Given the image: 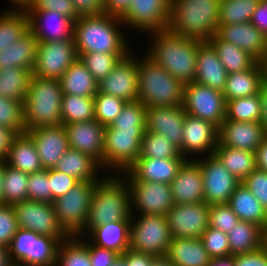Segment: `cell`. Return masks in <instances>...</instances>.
<instances>
[{
  "label": "cell",
  "instance_id": "obj_1",
  "mask_svg": "<svg viewBox=\"0 0 267 266\" xmlns=\"http://www.w3.org/2000/svg\"><path fill=\"white\" fill-rule=\"evenodd\" d=\"M151 34H153L152 45L149 47L150 49H147L146 55L183 86L194 82L197 50L203 42L174 34L169 29L155 31Z\"/></svg>",
  "mask_w": 267,
  "mask_h": 266
},
{
  "label": "cell",
  "instance_id": "obj_2",
  "mask_svg": "<svg viewBox=\"0 0 267 266\" xmlns=\"http://www.w3.org/2000/svg\"><path fill=\"white\" fill-rule=\"evenodd\" d=\"M122 24L120 17L105 12L80 16L75 21L73 35L78 56L89 52L132 53L121 32Z\"/></svg>",
  "mask_w": 267,
  "mask_h": 266
},
{
  "label": "cell",
  "instance_id": "obj_3",
  "mask_svg": "<svg viewBox=\"0 0 267 266\" xmlns=\"http://www.w3.org/2000/svg\"><path fill=\"white\" fill-rule=\"evenodd\" d=\"M110 172L96 184L88 221L83 234L79 236H86V233L89 235V232L95 227L104 224L115 221H131V202L128 182L120 174L113 175L111 170Z\"/></svg>",
  "mask_w": 267,
  "mask_h": 266
},
{
  "label": "cell",
  "instance_id": "obj_4",
  "mask_svg": "<svg viewBox=\"0 0 267 266\" xmlns=\"http://www.w3.org/2000/svg\"><path fill=\"white\" fill-rule=\"evenodd\" d=\"M220 0H172L168 29L186 38L208 42L216 35Z\"/></svg>",
  "mask_w": 267,
  "mask_h": 266
},
{
  "label": "cell",
  "instance_id": "obj_5",
  "mask_svg": "<svg viewBox=\"0 0 267 266\" xmlns=\"http://www.w3.org/2000/svg\"><path fill=\"white\" fill-rule=\"evenodd\" d=\"M60 81L31 75L23 102L25 131L43 126L62 124Z\"/></svg>",
  "mask_w": 267,
  "mask_h": 266
},
{
  "label": "cell",
  "instance_id": "obj_6",
  "mask_svg": "<svg viewBox=\"0 0 267 266\" xmlns=\"http://www.w3.org/2000/svg\"><path fill=\"white\" fill-rule=\"evenodd\" d=\"M138 100L149 107L183 106L184 86L147 55L137 59Z\"/></svg>",
  "mask_w": 267,
  "mask_h": 266
},
{
  "label": "cell",
  "instance_id": "obj_7",
  "mask_svg": "<svg viewBox=\"0 0 267 266\" xmlns=\"http://www.w3.org/2000/svg\"><path fill=\"white\" fill-rule=\"evenodd\" d=\"M146 129H127L105 127L103 169L126 172L138 159L141 141ZM118 169V170H117ZM116 172V173H115Z\"/></svg>",
  "mask_w": 267,
  "mask_h": 266
},
{
  "label": "cell",
  "instance_id": "obj_8",
  "mask_svg": "<svg viewBox=\"0 0 267 266\" xmlns=\"http://www.w3.org/2000/svg\"><path fill=\"white\" fill-rule=\"evenodd\" d=\"M97 183L80 182L65 195L53 201L57 219L70 236L83 234Z\"/></svg>",
  "mask_w": 267,
  "mask_h": 266
},
{
  "label": "cell",
  "instance_id": "obj_9",
  "mask_svg": "<svg viewBox=\"0 0 267 266\" xmlns=\"http://www.w3.org/2000/svg\"><path fill=\"white\" fill-rule=\"evenodd\" d=\"M59 242L19 228L8 247L15 266H55Z\"/></svg>",
  "mask_w": 267,
  "mask_h": 266
},
{
  "label": "cell",
  "instance_id": "obj_10",
  "mask_svg": "<svg viewBox=\"0 0 267 266\" xmlns=\"http://www.w3.org/2000/svg\"><path fill=\"white\" fill-rule=\"evenodd\" d=\"M131 213L129 248L154 256L166 255L172 235L165 215Z\"/></svg>",
  "mask_w": 267,
  "mask_h": 266
},
{
  "label": "cell",
  "instance_id": "obj_11",
  "mask_svg": "<svg viewBox=\"0 0 267 266\" xmlns=\"http://www.w3.org/2000/svg\"><path fill=\"white\" fill-rule=\"evenodd\" d=\"M12 207L19 228L51 237L59 243L70 236L60 225L53 204L25 200Z\"/></svg>",
  "mask_w": 267,
  "mask_h": 266
},
{
  "label": "cell",
  "instance_id": "obj_12",
  "mask_svg": "<svg viewBox=\"0 0 267 266\" xmlns=\"http://www.w3.org/2000/svg\"><path fill=\"white\" fill-rule=\"evenodd\" d=\"M183 108L187 114L209 121L218 128L226 118L223 92L196 82L184 85Z\"/></svg>",
  "mask_w": 267,
  "mask_h": 266
},
{
  "label": "cell",
  "instance_id": "obj_13",
  "mask_svg": "<svg viewBox=\"0 0 267 266\" xmlns=\"http://www.w3.org/2000/svg\"><path fill=\"white\" fill-rule=\"evenodd\" d=\"M79 58L74 39L38 44L32 75L60 80Z\"/></svg>",
  "mask_w": 267,
  "mask_h": 266
},
{
  "label": "cell",
  "instance_id": "obj_14",
  "mask_svg": "<svg viewBox=\"0 0 267 266\" xmlns=\"http://www.w3.org/2000/svg\"><path fill=\"white\" fill-rule=\"evenodd\" d=\"M196 157L202 172L204 202L208 205L227 204L237 186L241 183L213 154Z\"/></svg>",
  "mask_w": 267,
  "mask_h": 266
},
{
  "label": "cell",
  "instance_id": "obj_15",
  "mask_svg": "<svg viewBox=\"0 0 267 266\" xmlns=\"http://www.w3.org/2000/svg\"><path fill=\"white\" fill-rule=\"evenodd\" d=\"M130 190L131 213L167 215L175 205L171 186L166 183L126 180Z\"/></svg>",
  "mask_w": 267,
  "mask_h": 266
},
{
  "label": "cell",
  "instance_id": "obj_16",
  "mask_svg": "<svg viewBox=\"0 0 267 266\" xmlns=\"http://www.w3.org/2000/svg\"><path fill=\"white\" fill-rule=\"evenodd\" d=\"M172 0H132L123 25L150 33L168 29Z\"/></svg>",
  "mask_w": 267,
  "mask_h": 266
},
{
  "label": "cell",
  "instance_id": "obj_17",
  "mask_svg": "<svg viewBox=\"0 0 267 266\" xmlns=\"http://www.w3.org/2000/svg\"><path fill=\"white\" fill-rule=\"evenodd\" d=\"M166 217L172 238H201L209 227V205L205 202L175 204Z\"/></svg>",
  "mask_w": 267,
  "mask_h": 266
},
{
  "label": "cell",
  "instance_id": "obj_18",
  "mask_svg": "<svg viewBox=\"0 0 267 266\" xmlns=\"http://www.w3.org/2000/svg\"><path fill=\"white\" fill-rule=\"evenodd\" d=\"M128 54L121 58L114 69L100 82L98 92L123 99L126 102L138 100L137 58Z\"/></svg>",
  "mask_w": 267,
  "mask_h": 266
},
{
  "label": "cell",
  "instance_id": "obj_19",
  "mask_svg": "<svg viewBox=\"0 0 267 266\" xmlns=\"http://www.w3.org/2000/svg\"><path fill=\"white\" fill-rule=\"evenodd\" d=\"M219 128L213 123L191 116L186 113L183 139H182V156L188 159L187 155L196 156L206 154L213 155L218 145ZM204 153V154H202ZM208 153V154H207Z\"/></svg>",
  "mask_w": 267,
  "mask_h": 266
},
{
  "label": "cell",
  "instance_id": "obj_20",
  "mask_svg": "<svg viewBox=\"0 0 267 266\" xmlns=\"http://www.w3.org/2000/svg\"><path fill=\"white\" fill-rule=\"evenodd\" d=\"M26 14L29 18V31L39 43L73 39L74 19L48 10L26 11Z\"/></svg>",
  "mask_w": 267,
  "mask_h": 266
},
{
  "label": "cell",
  "instance_id": "obj_21",
  "mask_svg": "<svg viewBox=\"0 0 267 266\" xmlns=\"http://www.w3.org/2000/svg\"><path fill=\"white\" fill-rule=\"evenodd\" d=\"M32 139L43 169H52L69 149L67 132L63 124L43 126L25 131Z\"/></svg>",
  "mask_w": 267,
  "mask_h": 266
},
{
  "label": "cell",
  "instance_id": "obj_22",
  "mask_svg": "<svg viewBox=\"0 0 267 266\" xmlns=\"http://www.w3.org/2000/svg\"><path fill=\"white\" fill-rule=\"evenodd\" d=\"M185 117L183 106L146 108V131L162 134L180 150L182 155Z\"/></svg>",
  "mask_w": 267,
  "mask_h": 266
},
{
  "label": "cell",
  "instance_id": "obj_23",
  "mask_svg": "<svg viewBox=\"0 0 267 266\" xmlns=\"http://www.w3.org/2000/svg\"><path fill=\"white\" fill-rule=\"evenodd\" d=\"M69 148L78 150L95 159L103 168L105 126L93 119L64 125Z\"/></svg>",
  "mask_w": 267,
  "mask_h": 266
},
{
  "label": "cell",
  "instance_id": "obj_24",
  "mask_svg": "<svg viewBox=\"0 0 267 266\" xmlns=\"http://www.w3.org/2000/svg\"><path fill=\"white\" fill-rule=\"evenodd\" d=\"M216 36L243 49L260 63L267 57V37L250 22L219 24Z\"/></svg>",
  "mask_w": 267,
  "mask_h": 266
},
{
  "label": "cell",
  "instance_id": "obj_25",
  "mask_svg": "<svg viewBox=\"0 0 267 266\" xmlns=\"http://www.w3.org/2000/svg\"><path fill=\"white\" fill-rule=\"evenodd\" d=\"M174 204L184 205L204 202L202 172L199 163L186 159L170 183Z\"/></svg>",
  "mask_w": 267,
  "mask_h": 266
},
{
  "label": "cell",
  "instance_id": "obj_26",
  "mask_svg": "<svg viewBox=\"0 0 267 266\" xmlns=\"http://www.w3.org/2000/svg\"><path fill=\"white\" fill-rule=\"evenodd\" d=\"M266 136L260 122L224 120L219 127L218 142L223 146L255 153Z\"/></svg>",
  "mask_w": 267,
  "mask_h": 266
},
{
  "label": "cell",
  "instance_id": "obj_27",
  "mask_svg": "<svg viewBox=\"0 0 267 266\" xmlns=\"http://www.w3.org/2000/svg\"><path fill=\"white\" fill-rule=\"evenodd\" d=\"M186 158H138L135 163L124 172L127 180L160 182L169 184L176 177L179 167Z\"/></svg>",
  "mask_w": 267,
  "mask_h": 266
},
{
  "label": "cell",
  "instance_id": "obj_28",
  "mask_svg": "<svg viewBox=\"0 0 267 266\" xmlns=\"http://www.w3.org/2000/svg\"><path fill=\"white\" fill-rule=\"evenodd\" d=\"M196 63L194 82L223 92L228 72L209 42H203L198 47Z\"/></svg>",
  "mask_w": 267,
  "mask_h": 266
},
{
  "label": "cell",
  "instance_id": "obj_29",
  "mask_svg": "<svg viewBox=\"0 0 267 266\" xmlns=\"http://www.w3.org/2000/svg\"><path fill=\"white\" fill-rule=\"evenodd\" d=\"M264 84V69L257 62L251 69L228 74L223 95L226 101L260 93Z\"/></svg>",
  "mask_w": 267,
  "mask_h": 266
},
{
  "label": "cell",
  "instance_id": "obj_30",
  "mask_svg": "<svg viewBox=\"0 0 267 266\" xmlns=\"http://www.w3.org/2000/svg\"><path fill=\"white\" fill-rule=\"evenodd\" d=\"M166 256L174 266H208L211 259L201 238H172Z\"/></svg>",
  "mask_w": 267,
  "mask_h": 266
},
{
  "label": "cell",
  "instance_id": "obj_31",
  "mask_svg": "<svg viewBox=\"0 0 267 266\" xmlns=\"http://www.w3.org/2000/svg\"><path fill=\"white\" fill-rule=\"evenodd\" d=\"M101 165L92 157L78 150L69 148L54 167L55 170L76 178L80 182H99L104 176L99 178ZM98 174V176H97Z\"/></svg>",
  "mask_w": 267,
  "mask_h": 266
},
{
  "label": "cell",
  "instance_id": "obj_32",
  "mask_svg": "<svg viewBox=\"0 0 267 266\" xmlns=\"http://www.w3.org/2000/svg\"><path fill=\"white\" fill-rule=\"evenodd\" d=\"M227 204L240 221L255 223L265 230L267 210L242 182L234 190Z\"/></svg>",
  "mask_w": 267,
  "mask_h": 266
},
{
  "label": "cell",
  "instance_id": "obj_33",
  "mask_svg": "<svg viewBox=\"0 0 267 266\" xmlns=\"http://www.w3.org/2000/svg\"><path fill=\"white\" fill-rule=\"evenodd\" d=\"M5 161L7 165L27 174L43 170L35 144L26 132L14 137Z\"/></svg>",
  "mask_w": 267,
  "mask_h": 266
},
{
  "label": "cell",
  "instance_id": "obj_34",
  "mask_svg": "<svg viewBox=\"0 0 267 266\" xmlns=\"http://www.w3.org/2000/svg\"><path fill=\"white\" fill-rule=\"evenodd\" d=\"M130 222L115 221L95 227L90 235H87L88 240L96 246L114 250L122 255L129 249Z\"/></svg>",
  "mask_w": 267,
  "mask_h": 266
},
{
  "label": "cell",
  "instance_id": "obj_35",
  "mask_svg": "<svg viewBox=\"0 0 267 266\" xmlns=\"http://www.w3.org/2000/svg\"><path fill=\"white\" fill-rule=\"evenodd\" d=\"M38 40L28 31L9 48L0 51V69L19 67L32 72L36 60Z\"/></svg>",
  "mask_w": 267,
  "mask_h": 266
},
{
  "label": "cell",
  "instance_id": "obj_36",
  "mask_svg": "<svg viewBox=\"0 0 267 266\" xmlns=\"http://www.w3.org/2000/svg\"><path fill=\"white\" fill-rule=\"evenodd\" d=\"M63 95L94 97L98 92V82L78 58L59 80Z\"/></svg>",
  "mask_w": 267,
  "mask_h": 266
},
{
  "label": "cell",
  "instance_id": "obj_37",
  "mask_svg": "<svg viewBox=\"0 0 267 266\" xmlns=\"http://www.w3.org/2000/svg\"><path fill=\"white\" fill-rule=\"evenodd\" d=\"M227 235L232 256L252 252L264 246V230L255 223L239 221Z\"/></svg>",
  "mask_w": 267,
  "mask_h": 266
},
{
  "label": "cell",
  "instance_id": "obj_38",
  "mask_svg": "<svg viewBox=\"0 0 267 266\" xmlns=\"http://www.w3.org/2000/svg\"><path fill=\"white\" fill-rule=\"evenodd\" d=\"M214 155L240 182L256 169L254 152L223 146L218 142Z\"/></svg>",
  "mask_w": 267,
  "mask_h": 266
},
{
  "label": "cell",
  "instance_id": "obj_39",
  "mask_svg": "<svg viewBox=\"0 0 267 266\" xmlns=\"http://www.w3.org/2000/svg\"><path fill=\"white\" fill-rule=\"evenodd\" d=\"M208 42L216 50L219 60L228 74L251 69L258 62L243 49L238 48L230 42L219 39L216 35L210 38Z\"/></svg>",
  "mask_w": 267,
  "mask_h": 266
},
{
  "label": "cell",
  "instance_id": "obj_40",
  "mask_svg": "<svg viewBox=\"0 0 267 266\" xmlns=\"http://www.w3.org/2000/svg\"><path fill=\"white\" fill-rule=\"evenodd\" d=\"M29 31V18L24 9L7 10L0 14V51L9 48Z\"/></svg>",
  "mask_w": 267,
  "mask_h": 266
},
{
  "label": "cell",
  "instance_id": "obj_41",
  "mask_svg": "<svg viewBox=\"0 0 267 266\" xmlns=\"http://www.w3.org/2000/svg\"><path fill=\"white\" fill-rule=\"evenodd\" d=\"M32 72L12 67L0 69V96L24 102Z\"/></svg>",
  "mask_w": 267,
  "mask_h": 266
},
{
  "label": "cell",
  "instance_id": "obj_42",
  "mask_svg": "<svg viewBox=\"0 0 267 266\" xmlns=\"http://www.w3.org/2000/svg\"><path fill=\"white\" fill-rule=\"evenodd\" d=\"M80 239V240H79ZM82 236H69L59 244L55 266H91L88 241Z\"/></svg>",
  "mask_w": 267,
  "mask_h": 266
},
{
  "label": "cell",
  "instance_id": "obj_43",
  "mask_svg": "<svg viewBox=\"0 0 267 266\" xmlns=\"http://www.w3.org/2000/svg\"><path fill=\"white\" fill-rule=\"evenodd\" d=\"M262 108L260 93L226 101V118L237 122H260Z\"/></svg>",
  "mask_w": 267,
  "mask_h": 266
},
{
  "label": "cell",
  "instance_id": "obj_44",
  "mask_svg": "<svg viewBox=\"0 0 267 266\" xmlns=\"http://www.w3.org/2000/svg\"><path fill=\"white\" fill-rule=\"evenodd\" d=\"M62 124L86 122L95 119L94 98L78 95H63Z\"/></svg>",
  "mask_w": 267,
  "mask_h": 266
},
{
  "label": "cell",
  "instance_id": "obj_45",
  "mask_svg": "<svg viewBox=\"0 0 267 266\" xmlns=\"http://www.w3.org/2000/svg\"><path fill=\"white\" fill-rule=\"evenodd\" d=\"M29 174L6 164L3 178V204L14 205L28 200Z\"/></svg>",
  "mask_w": 267,
  "mask_h": 266
},
{
  "label": "cell",
  "instance_id": "obj_46",
  "mask_svg": "<svg viewBox=\"0 0 267 266\" xmlns=\"http://www.w3.org/2000/svg\"><path fill=\"white\" fill-rule=\"evenodd\" d=\"M138 158H185L170 140L158 133L145 131Z\"/></svg>",
  "mask_w": 267,
  "mask_h": 266
},
{
  "label": "cell",
  "instance_id": "obj_47",
  "mask_svg": "<svg viewBox=\"0 0 267 266\" xmlns=\"http://www.w3.org/2000/svg\"><path fill=\"white\" fill-rule=\"evenodd\" d=\"M261 0H220L218 24L250 22L252 13Z\"/></svg>",
  "mask_w": 267,
  "mask_h": 266
},
{
  "label": "cell",
  "instance_id": "obj_48",
  "mask_svg": "<svg viewBox=\"0 0 267 266\" xmlns=\"http://www.w3.org/2000/svg\"><path fill=\"white\" fill-rule=\"evenodd\" d=\"M129 53H98L89 52L82 54L79 58L85 64L88 71L97 82L104 79L113 69L118 61Z\"/></svg>",
  "mask_w": 267,
  "mask_h": 266
},
{
  "label": "cell",
  "instance_id": "obj_49",
  "mask_svg": "<svg viewBox=\"0 0 267 266\" xmlns=\"http://www.w3.org/2000/svg\"><path fill=\"white\" fill-rule=\"evenodd\" d=\"M93 98L95 120L105 127L112 125L126 104L123 99L102 92Z\"/></svg>",
  "mask_w": 267,
  "mask_h": 266
},
{
  "label": "cell",
  "instance_id": "obj_50",
  "mask_svg": "<svg viewBox=\"0 0 267 266\" xmlns=\"http://www.w3.org/2000/svg\"><path fill=\"white\" fill-rule=\"evenodd\" d=\"M146 106L139 100L126 102L110 128L146 129Z\"/></svg>",
  "mask_w": 267,
  "mask_h": 266
},
{
  "label": "cell",
  "instance_id": "obj_51",
  "mask_svg": "<svg viewBox=\"0 0 267 266\" xmlns=\"http://www.w3.org/2000/svg\"><path fill=\"white\" fill-rule=\"evenodd\" d=\"M0 126L9 128L16 134L25 132L23 102L0 96Z\"/></svg>",
  "mask_w": 267,
  "mask_h": 266
},
{
  "label": "cell",
  "instance_id": "obj_52",
  "mask_svg": "<svg viewBox=\"0 0 267 266\" xmlns=\"http://www.w3.org/2000/svg\"><path fill=\"white\" fill-rule=\"evenodd\" d=\"M201 240L210 258L230 256V245L227 233L208 227L202 234Z\"/></svg>",
  "mask_w": 267,
  "mask_h": 266
},
{
  "label": "cell",
  "instance_id": "obj_53",
  "mask_svg": "<svg viewBox=\"0 0 267 266\" xmlns=\"http://www.w3.org/2000/svg\"><path fill=\"white\" fill-rule=\"evenodd\" d=\"M27 188L28 200L52 204L48 169L29 174Z\"/></svg>",
  "mask_w": 267,
  "mask_h": 266
},
{
  "label": "cell",
  "instance_id": "obj_54",
  "mask_svg": "<svg viewBox=\"0 0 267 266\" xmlns=\"http://www.w3.org/2000/svg\"><path fill=\"white\" fill-rule=\"evenodd\" d=\"M239 221L228 204L209 205V227L228 234Z\"/></svg>",
  "mask_w": 267,
  "mask_h": 266
},
{
  "label": "cell",
  "instance_id": "obj_55",
  "mask_svg": "<svg viewBox=\"0 0 267 266\" xmlns=\"http://www.w3.org/2000/svg\"><path fill=\"white\" fill-rule=\"evenodd\" d=\"M25 11H56L75 21L80 17L72 0H30L24 7Z\"/></svg>",
  "mask_w": 267,
  "mask_h": 266
},
{
  "label": "cell",
  "instance_id": "obj_56",
  "mask_svg": "<svg viewBox=\"0 0 267 266\" xmlns=\"http://www.w3.org/2000/svg\"><path fill=\"white\" fill-rule=\"evenodd\" d=\"M18 222L11 205H0V245L9 247L11 240L17 233Z\"/></svg>",
  "mask_w": 267,
  "mask_h": 266
},
{
  "label": "cell",
  "instance_id": "obj_57",
  "mask_svg": "<svg viewBox=\"0 0 267 266\" xmlns=\"http://www.w3.org/2000/svg\"><path fill=\"white\" fill-rule=\"evenodd\" d=\"M48 179L50 181L52 203L56 198L65 195L70 189L80 183L76 178L66 175L54 168L48 169Z\"/></svg>",
  "mask_w": 267,
  "mask_h": 266
},
{
  "label": "cell",
  "instance_id": "obj_58",
  "mask_svg": "<svg viewBox=\"0 0 267 266\" xmlns=\"http://www.w3.org/2000/svg\"><path fill=\"white\" fill-rule=\"evenodd\" d=\"M242 183L267 210V172L256 168Z\"/></svg>",
  "mask_w": 267,
  "mask_h": 266
},
{
  "label": "cell",
  "instance_id": "obj_59",
  "mask_svg": "<svg viewBox=\"0 0 267 266\" xmlns=\"http://www.w3.org/2000/svg\"><path fill=\"white\" fill-rule=\"evenodd\" d=\"M91 266H111L120 256L114 250L102 248L88 242Z\"/></svg>",
  "mask_w": 267,
  "mask_h": 266
},
{
  "label": "cell",
  "instance_id": "obj_60",
  "mask_svg": "<svg viewBox=\"0 0 267 266\" xmlns=\"http://www.w3.org/2000/svg\"><path fill=\"white\" fill-rule=\"evenodd\" d=\"M235 266H267V248L262 246L252 252L235 255Z\"/></svg>",
  "mask_w": 267,
  "mask_h": 266
},
{
  "label": "cell",
  "instance_id": "obj_61",
  "mask_svg": "<svg viewBox=\"0 0 267 266\" xmlns=\"http://www.w3.org/2000/svg\"><path fill=\"white\" fill-rule=\"evenodd\" d=\"M80 16L104 13V0H72Z\"/></svg>",
  "mask_w": 267,
  "mask_h": 266
},
{
  "label": "cell",
  "instance_id": "obj_62",
  "mask_svg": "<svg viewBox=\"0 0 267 266\" xmlns=\"http://www.w3.org/2000/svg\"><path fill=\"white\" fill-rule=\"evenodd\" d=\"M126 263V266H151L154 255L139 252L129 248L121 255Z\"/></svg>",
  "mask_w": 267,
  "mask_h": 266
},
{
  "label": "cell",
  "instance_id": "obj_63",
  "mask_svg": "<svg viewBox=\"0 0 267 266\" xmlns=\"http://www.w3.org/2000/svg\"><path fill=\"white\" fill-rule=\"evenodd\" d=\"M252 23L265 37H267V6L262 1L252 13L250 19Z\"/></svg>",
  "mask_w": 267,
  "mask_h": 266
},
{
  "label": "cell",
  "instance_id": "obj_64",
  "mask_svg": "<svg viewBox=\"0 0 267 266\" xmlns=\"http://www.w3.org/2000/svg\"><path fill=\"white\" fill-rule=\"evenodd\" d=\"M132 0H104V12L122 17L129 9Z\"/></svg>",
  "mask_w": 267,
  "mask_h": 266
},
{
  "label": "cell",
  "instance_id": "obj_65",
  "mask_svg": "<svg viewBox=\"0 0 267 266\" xmlns=\"http://www.w3.org/2000/svg\"><path fill=\"white\" fill-rule=\"evenodd\" d=\"M17 134L6 127L0 126V159L6 160L12 141Z\"/></svg>",
  "mask_w": 267,
  "mask_h": 266
},
{
  "label": "cell",
  "instance_id": "obj_66",
  "mask_svg": "<svg viewBox=\"0 0 267 266\" xmlns=\"http://www.w3.org/2000/svg\"><path fill=\"white\" fill-rule=\"evenodd\" d=\"M256 168L267 172V136L255 151Z\"/></svg>",
  "mask_w": 267,
  "mask_h": 266
},
{
  "label": "cell",
  "instance_id": "obj_67",
  "mask_svg": "<svg viewBox=\"0 0 267 266\" xmlns=\"http://www.w3.org/2000/svg\"><path fill=\"white\" fill-rule=\"evenodd\" d=\"M261 108H262V119L261 124L267 134V85L264 83L260 90Z\"/></svg>",
  "mask_w": 267,
  "mask_h": 266
},
{
  "label": "cell",
  "instance_id": "obj_68",
  "mask_svg": "<svg viewBox=\"0 0 267 266\" xmlns=\"http://www.w3.org/2000/svg\"><path fill=\"white\" fill-rule=\"evenodd\" d=\"M208 266H235L234 256L211 258Z\"/></svg>",
  "mask_w": 267,
  "mask_h": 266
},
{
  "label": "cell",
  "instance_id": "obj_69",
  "mask_svg": "<svg viewBox=\"0 0 267 266\" xmlns=\"http://www.w3.org/2000/svg\"><path fill=\"white\" fill-rule=\"evenodd\" d=\"M0 266H15L11 260L8 247L0 245Z\"/></svg>",
  "mask_w": 267,
  "mask_h": 266
},
{
  "label": "cell",
  "instance_id": "obj_70",
  "mask_svg": "<svg viewBox=\"0 0 267 266\" xmlns=\"http://www.w3.org/2000/svg\"><path fill=\"white\" fill-rule=\"evenodd\" d=\"M151 266H174L166 255L154 256Z\"/></svg>",
  "mask_w": 267,
  "mask_h": 266
},
{
  "label": "cell",
  "instance_id": "obj_71",
  "mask_svg": "<svg viewBox=\"0 0 267 266\" xmlns=\"http://www.w3.org/2000/svg\"><path fill=\"white\" fill-rule=\"evenodd\" d=\"M6 169V161L0 159V205L3 204V178Z\"/></svg>",
  "mask_w": 267,
  "mask_h": 266
},
{
  "label": "cell",
  "instance_id": "obj_72",
  "mask_svg": "<svg viewBox=\"0 0 267 266\" xmlns=\"http://www.w3.org/2000/svg\"><path fill=\"white\" fill-rule=\"evenodd\" d=\"M9 1L12 2V5H14L15 8L24 9V7L28 4L30 0H9Z\"/></svg>",
  "mask_w": 267,
  "mask_h": 266
},
{
  "label": "cell",
  "instance_id": "obj_73",
  "mask_svg": "<svg viewBox=\"0 0 267 266\" xmlns=\"http://www.w3.org/2000/svg\"><path fill=\"white\" fill-rule=\"evenodd\" d=\"M111 266H126L124 258L120 255Z\"/></svg>",
  "mask_w": 267,
  "mask_h": 266
},
{
  "label": "cell",
  "instance_id": "obj_74",
  "mask_svg": "<svg viewBox=\"0 0 267 266\" xmlns=\"http://www.w3.org/2000/svg\"><path fill=\"white\" fill-rule=\"evenodd\" d=\"M261 63L264 69V83L267 85V57Z\"/></svg>",
  "mask_w": 267,
  "mask_h": 266
},
{
  "label": "cell",
  "instance_id": "obj_75",
  "mask_svg": "<svg viewBox=\"0 0 267 266\" xmlns=\"http://www.w3.org/2000/svg\"><path fill=\"white\" fill-rule=\"evenodd\" d=\"M264 246L267 248V226L264 230Z\"/></svg>",
  "mask_w": 267,
  "mask_h": 266
},
{
  "label": "cell",
  "instance_id": "obj_76",
  "mask_svg": "<svg viewBox=\"0 0 267 266\" xmlns=\"http://www.w3.org/2000/svg\"><path fill=\"white\" fill-rule=\"evenodd\" d=\"M265 6H267V0H261Z\"/></svg>",
  "mask_w": 267,
  "mask_h": 266
}]
</instances>
